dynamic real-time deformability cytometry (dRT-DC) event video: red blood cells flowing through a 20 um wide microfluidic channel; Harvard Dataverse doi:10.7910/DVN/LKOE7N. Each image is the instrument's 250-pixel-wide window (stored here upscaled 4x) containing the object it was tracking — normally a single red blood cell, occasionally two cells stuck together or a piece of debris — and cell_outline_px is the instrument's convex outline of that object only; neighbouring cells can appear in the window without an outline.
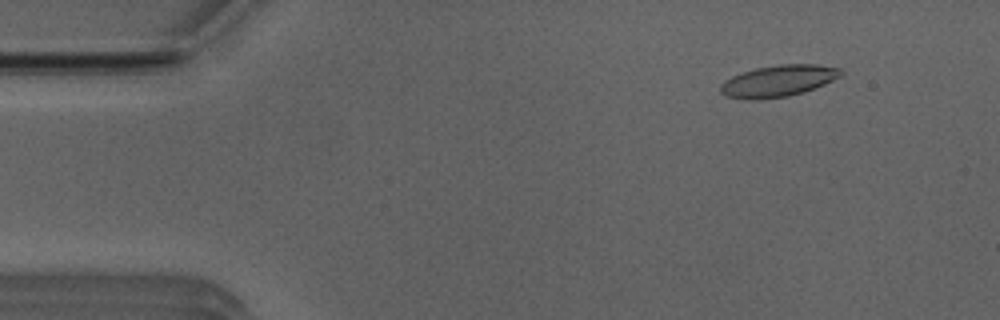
{"species": "Egyptian fruit bat (a non-hibernating species)", "species_latin": "Rousettus aegyptiacus", "temperature_condition": "room temperature", "stored_images_in_passage": 52, "camera_frame_rate_fps": 3000, "um_per_image_px": 0.085, "animal": {"sex": "male"}, "frame": {"image": 1, "passage_image": 6, "time_ms": 1.667, "image_size_px": [1000, 320], "cell_outline_px": [[844, 72], [840, 76], [824, 84], [804, 92], [788, 96], [756, 100], [748, 100], [724, 96], [720, 92], [720, 84], [724, 80], [732, 76], [756, 68], [780, 64], [816, 64], [840, 68]], "centroid_in_image_um": [66.12, 6.89], "position_along_channel_um": 18.9, "area_um2": 22.2}}
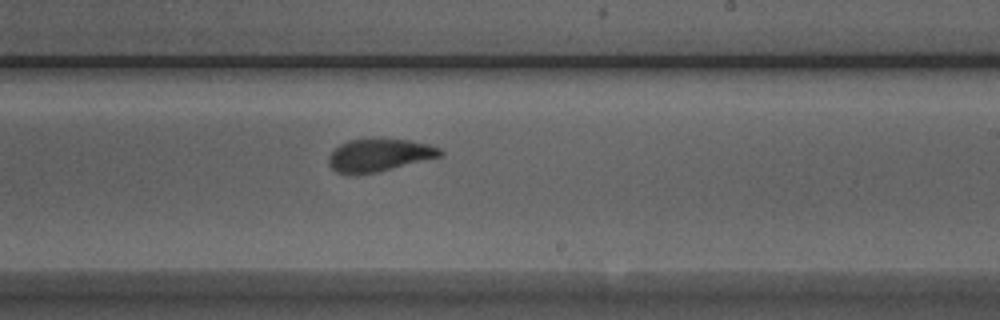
{"frame": {"image": 2, "passage_image": 31, "time_ms": 10.0, "image_size_px": [1000, 320], "cell_outline_px": [[444, 152], [440, 156], [376, 172], [336, 172], [328, 164], [328, 156], [340, 144], [348, 140], [408, 140], [428, 144], [440, 148]], "centroid_in_image_um": [32.23, 13.17], "position_along_channel_um": 256.8, "area_um2": 20.29}}
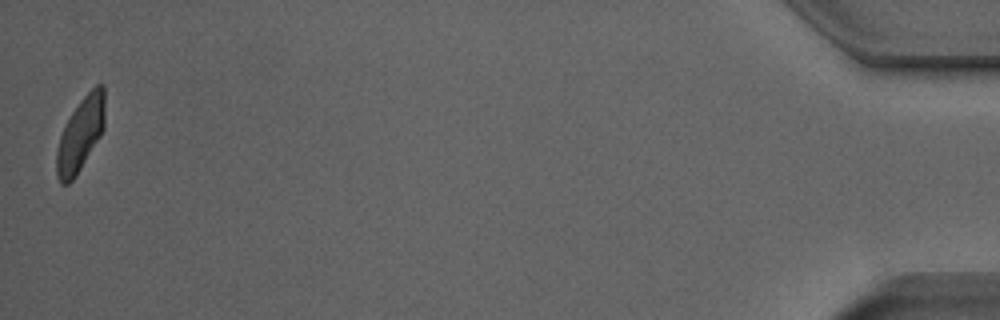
{"frame": {"image": 3, "passage_image": 52, "time_ms": 17.0, "image_size_px": [1000, 320], "cell_outline_px": [[104, 128], [100, 136], [76, 176], [68, 184], [60, 184], [56, 176], [56, 152], [60, 136], [72, 112], [80, 100], [96, 84], [104, 84]], "centroid_in_image_um": [6.83, 11.44], "position_along_channel_um": 428.4, "area_um2": 20.58}, "authors_computed_cell_mechanics": {"area_um2": 21.7906, "velocity_mm_per_s": 3.8938, "shape_relaxation_time_tau1_ms": 3.6941, "shape_relaxation_time_tau2_ms": 1.6301, "deformation_change_tau1": 0.1388, "deformation_change_tau2": 0.0936}}